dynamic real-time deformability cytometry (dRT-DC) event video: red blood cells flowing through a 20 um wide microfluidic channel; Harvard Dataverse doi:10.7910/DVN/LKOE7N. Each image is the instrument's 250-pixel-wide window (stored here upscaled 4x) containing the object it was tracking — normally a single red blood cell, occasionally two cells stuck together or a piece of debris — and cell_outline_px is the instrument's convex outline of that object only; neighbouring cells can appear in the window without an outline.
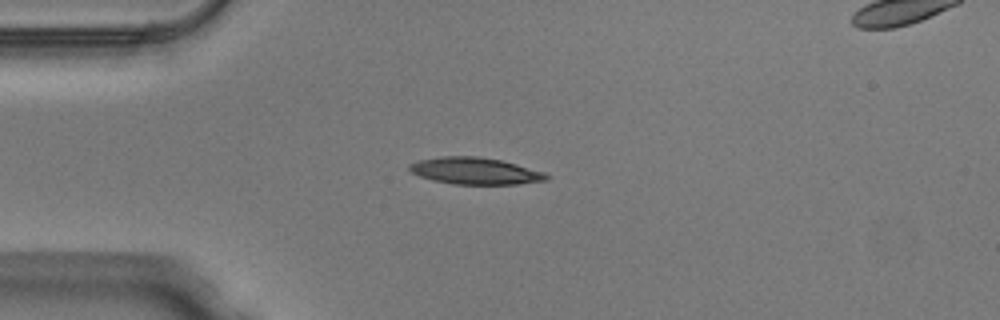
{"species": "Egyptian fruit bat (a non-hibernating species)", "species_latin": "Rousettus aegyptiacus", "temperature_condition": "warm", "stored_images_in_passage": 39, "camera_frame_rate_fps": 3000, "um_per_image_px": 0.085, "animal": {"sex": "male"}, "frame": {"image": 1, "passage_image": 1, "time_ms": 0.0, "image_size_px": [1000, 320], "cell_outline_px": [[552, 176], [548, 180], [516, 184], [452, 184], [432, 180], [420, 176], [412, 172], [408, 168], [408, 164], [416, 160], [440, 156], [476, 156], [500, 160], [516, 164], [544, 172]], "centroid_in_image_um": [40.37, 14.53], "position_along_channel_um": 44.6, "area_um2": 21.5}}
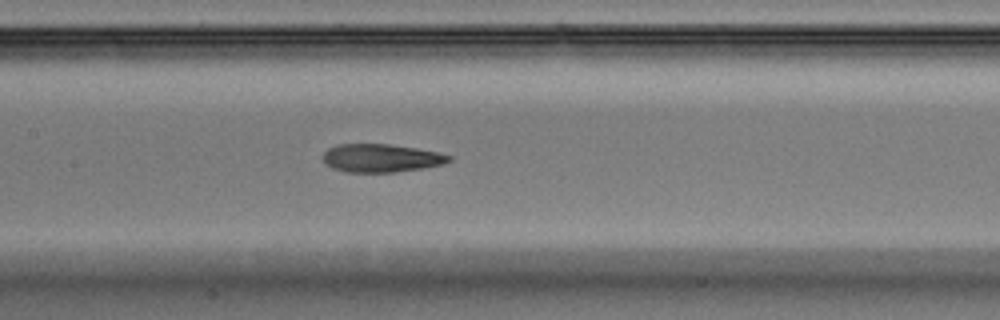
{"frame": {"image": 2, "passage_image": 12, "time_ms": 3.667, "image_size_px": [1000, 320], "cell_outline_px": [[452, 160], [444, 164], [424, 168], [396, 172], [348, 172], [332, 168], [324, 164], [320, 156], [328, 148], [336, 144], [388, 144], [416, 148], [440, 152], [452, 156]], "centroid_in_image_um": [32.38, 13.43], "position_along_channel_um": 175.0, "area_um2": 21.04}}
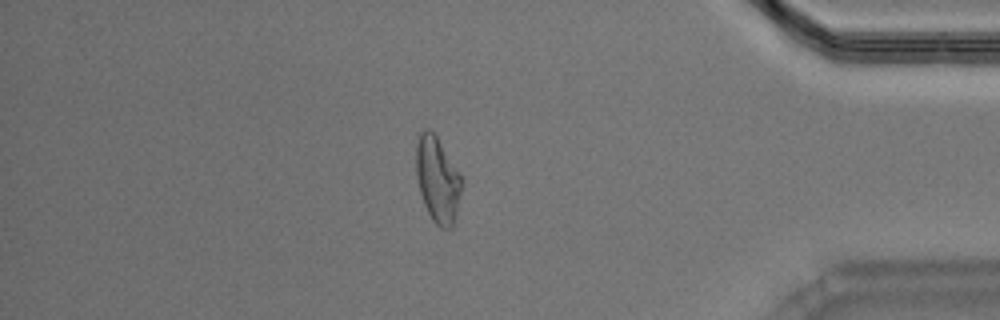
{"frame": {"image": 3, "passage_image": 31, "time_ms": 10.0, "image_size_px": [1000, 320], "cell_outline_px": [[464, 180], [452, 228], [440, 228], [432, 220], [424, 204], [420, 192], [416, 176], [416, 144], [420, 132], [424, 128], [428, 128], [436, 136]], "centroid_in_image_um": [37.19, 15.27], "position_along_channel_um": 398.0, "area_um2": 22.66}, "authors_computed_cell_mechanics": {"area_um2": 21.675, "velocity_mm_per_s": 4.0465, "shape_relaxation_time_tau1_ms": null, "shape_relaxation_time_tau2_ms": 2.6003, "deformation_change_tau1": null, "deformation_change_tau2": 0.1143}}